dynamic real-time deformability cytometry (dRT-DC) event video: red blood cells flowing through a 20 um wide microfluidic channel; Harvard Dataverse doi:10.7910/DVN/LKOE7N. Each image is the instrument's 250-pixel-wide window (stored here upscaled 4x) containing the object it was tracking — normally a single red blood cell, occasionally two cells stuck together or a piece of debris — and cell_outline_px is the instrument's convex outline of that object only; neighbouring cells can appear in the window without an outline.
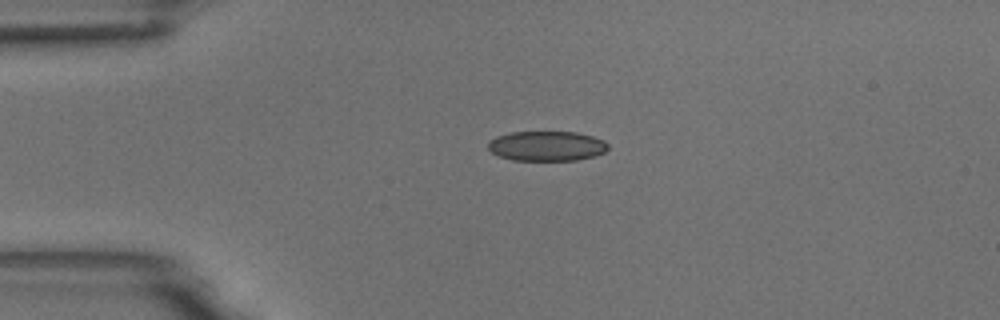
{"species": "common noctule bat (a hibernating species)", "species_latin": "Nyctalus noctula", "temperature_condition": "room temperature", "stored_images_in_passage": 7, "camera_frame_rate_fps": 3000, "um_per_image_px": 0.085, "animal": {"sex": "male", "body_mass_g": 18.8}, "frame": {"image": 1, "passage_image": 1, "time_ms": 0.0, "image_size_px": [1000, 320], "cell_outline_px": [[608, 148], [604, 152], [592, 156], [576, 160], [512, 160], [500, 156], [492, 152], [488, 148], [488, 140], [496, 136], [508, 132], [576, 132], [592, 136], [604, 140], [608, 144]], "centroid_in_image_um": [46.44, 12.4], "position_along_channel_um": 38.6, "area_um2": 20.87}}